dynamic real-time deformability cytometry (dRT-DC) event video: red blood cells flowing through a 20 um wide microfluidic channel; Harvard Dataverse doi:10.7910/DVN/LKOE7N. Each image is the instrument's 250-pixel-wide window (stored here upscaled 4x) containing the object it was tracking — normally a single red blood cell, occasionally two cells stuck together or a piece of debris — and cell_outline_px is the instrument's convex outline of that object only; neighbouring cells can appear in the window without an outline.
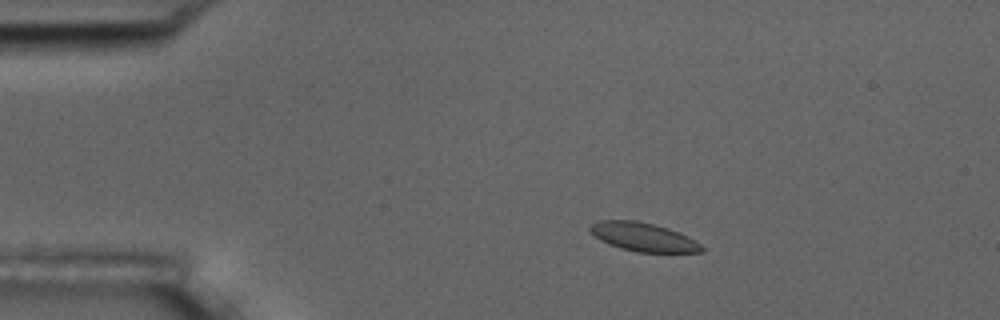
{"species": "common noctule bat (a hibernating species)", "species_latin": "Nyctalus noctula", "temperature_condition": "room temperature", "stored_images_in_passage": 9, "camera_frame_rate_fps": 3000, "um_per_image_px": 0.085, "animal": {"sex": "male", "body_mass_g": 17.5, "forearm_length_mm": 52.3}, "frame": {"image": 1, "passage_image": 2, "time_ms": 2.0, "image_size_px": [1000, 320], "cell_outline_px": [[704, 252], [636, 252], [620, 248], [608, 244], [600, 240], [588, 232], [588, 228], [592, 224], [600, 220], [636, 220], [668, 228], [688, 236], [700, 244], [704, 248]], "centroid_in_image_um": [54.64, 20.14], "position_along_channel_um": 30.4, "area_um2": 18.67}}
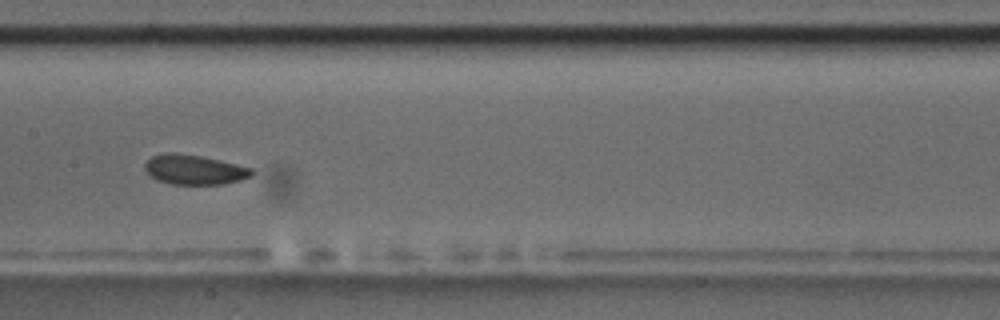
{"frame": {"image": 2, "passage_image": 7, "time_ms": 8.0, "image_size_px": [1000, 320], "cell_outline_px": [[252, 176], [240, 180], [224, 184], [172, 184], [156, 180], [144, 168], [144, 164], [152, 156], [164, 152], [176, 152], [200, 156], [236, 164], [252, 168]], "centroid_in_image_um": [16.49, 14.42], "position_along_channel_um": 190.9, "area_um2": 18.44}}
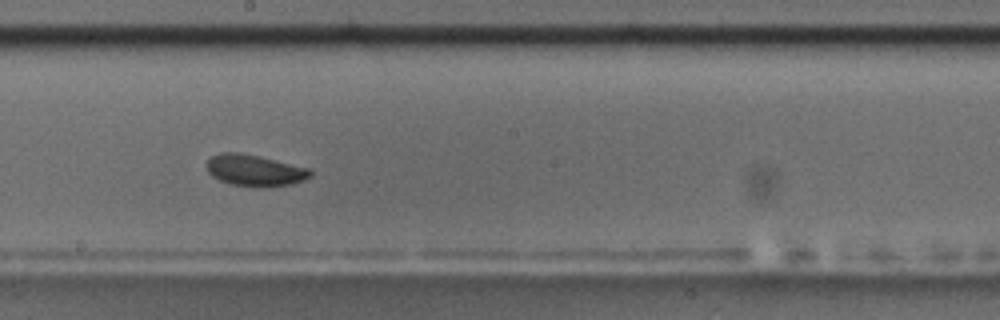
{"frame": {"image": 3, "passage_image": 8, "time_ms": 9.0, "image_size_px": [1000, 320], "cell_outline_px": [[312, 176], [304, 180], [292, 184], [264, 188], [260, 188], [232, 184], [220, 180], [212, 176], [208, 172], [208, 160], [212, 156], [220, 152], [236, 152], [256, 156], [308, 168], [312, 172]], "centroid_in_image_um": [21.66, 14.51], "position_along_channel_um": 226.5, "area_um2": 18.79}}